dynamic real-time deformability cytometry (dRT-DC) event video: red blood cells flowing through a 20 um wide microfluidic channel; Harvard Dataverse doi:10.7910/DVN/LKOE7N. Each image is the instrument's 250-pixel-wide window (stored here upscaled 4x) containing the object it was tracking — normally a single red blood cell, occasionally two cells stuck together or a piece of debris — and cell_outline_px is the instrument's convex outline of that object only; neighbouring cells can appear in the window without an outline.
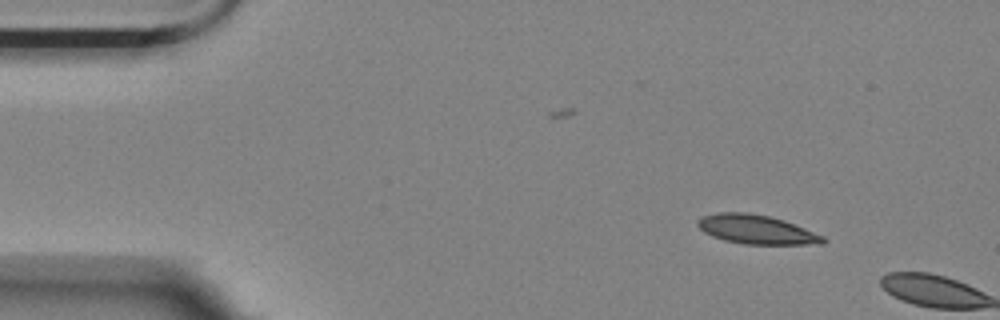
{"species": "Egyptian fruit bat (a non-hibernating species)", "species_latin": "Rousettus aegyptiacus", "temperature_condition": "room temperature", "stored_images_in_passage": 2, "camera_frame_rate_fps": 3000, "um_per_image_px": 0.085, "animal": {"sex": "female"}, "frame": {"image": 1, "passage_image": 1, "time_ms": 0.0, "image_size_px": [1000, 320], "cell_outline_px": [[828, 240], [824, 244], [744, 244], [724, 240], [712, 236], [704, 232], [696, 224], [696, 220], [700, 216], [716, 212], [748, 212], [768, 216], [784, 220], [824, 236]], "centroid_in_image_um": [64.27, 19.5], "position_along_channel_um": 20.7, "area_um2": 21.39}}